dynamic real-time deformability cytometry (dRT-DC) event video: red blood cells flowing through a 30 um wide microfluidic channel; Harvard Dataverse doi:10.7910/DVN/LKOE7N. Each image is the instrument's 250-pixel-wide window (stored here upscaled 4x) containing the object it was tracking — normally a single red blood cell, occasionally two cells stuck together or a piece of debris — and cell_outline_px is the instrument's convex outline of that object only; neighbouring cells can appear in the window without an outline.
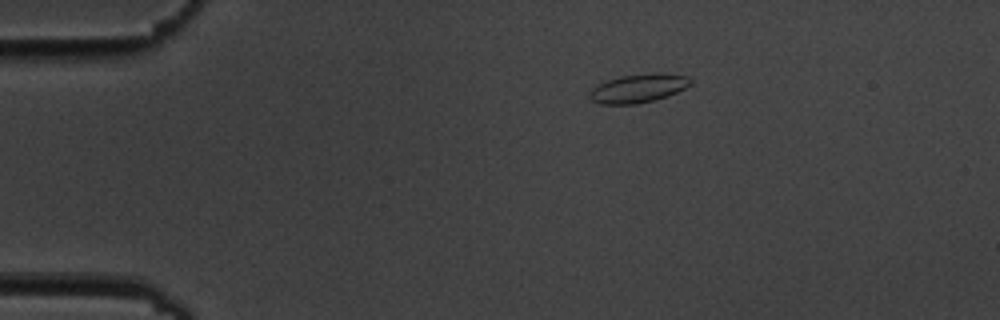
{"species": "common noctule bat (a hibernating species)", "species_latin": "Nyctalus noctula", "temperature_condition": "cold", "stored_images_in_passage": 4, "camera_frame_rate_fps": 3000, "um_per_image_px": 0.085, "animal": {"sex": "male", "body_mass_g": 19.5, "forearm_length_mm": 54.6}, "frame": {"image": 1, "passage_image": 1, "time_ms": 0.0, "image_size_px": [1000, 320], "cell_outline_px": [[692, 84], [668, 96], [636, 104], [600, 104], [592, 100], [588, 96], [592, 88], [608, 80], [620, 76], [688, 76], [692, 80]], "centroid_in_image_um": [54.18, 7.57], "position_along_channel_um": 30.8, "area_um2": 15.78}}
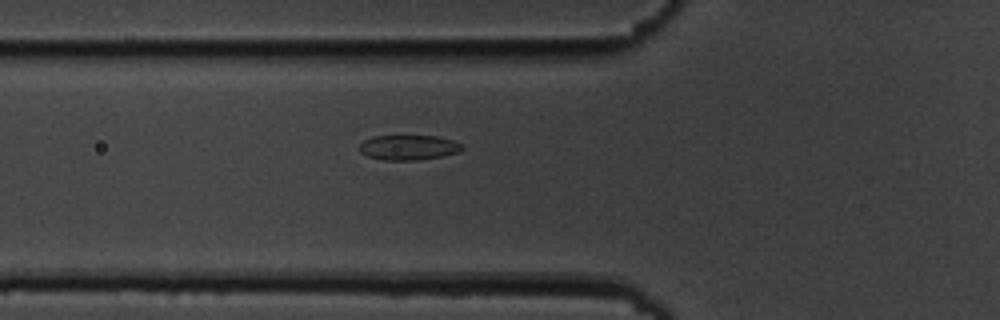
{"frame": {"image": 2, "passage_image": 4, "time_ms": 3.333, "image_size_px": [1000, 320], "cell_outline_px": [[464, 148], [460, 152], [440, 156], [416, 160], [384, 160], [368, 156], [360, 152], [356, 148], [364, 140], [372, 136], [436, 136], [452, 140], [464, 144]], "centroid_in_image_um": [34.71, 12.53], "position_along_channel_um": 91.1, "area_um2": 15.03}}